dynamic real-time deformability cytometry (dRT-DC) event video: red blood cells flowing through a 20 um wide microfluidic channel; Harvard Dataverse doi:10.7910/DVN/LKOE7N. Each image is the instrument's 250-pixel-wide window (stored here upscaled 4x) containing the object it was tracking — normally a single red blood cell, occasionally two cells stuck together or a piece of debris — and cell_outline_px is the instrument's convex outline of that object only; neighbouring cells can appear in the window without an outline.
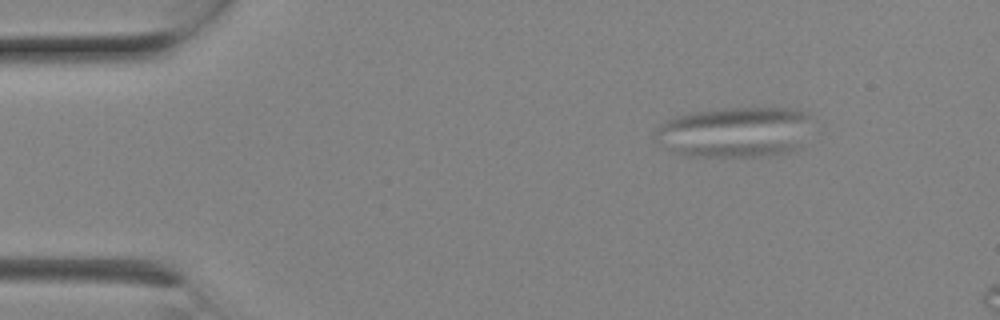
{"species": "Egyptian fruit bat (a non-hibernating species)", "species_latin": "Rousettus aegyptiacus", "temperature_condition": "room temperature", "stored_images_in_passage": 6, "camera_frame_rate_fps": 3000, "um_per_image_px": 0.085, "animal": {"sex": "female"}, "frame": {"image": 1, "passage_image": 3, "time_ms": 0.667, "image_size_px": [1000, 320], "cell_outline_px": [[812, 116], [800, 148], [788, 152], [764, 156], [684, 156], [672, 152], [660, 144], [652, 132], [652, 128], [676, 116], [696, 112], [720, 108], [792, 108], [808, 112]], "centroid_in_image_um": [62.44, 11.22], "position_along_channel_um": 22.6, "area_um2": 46.59}}